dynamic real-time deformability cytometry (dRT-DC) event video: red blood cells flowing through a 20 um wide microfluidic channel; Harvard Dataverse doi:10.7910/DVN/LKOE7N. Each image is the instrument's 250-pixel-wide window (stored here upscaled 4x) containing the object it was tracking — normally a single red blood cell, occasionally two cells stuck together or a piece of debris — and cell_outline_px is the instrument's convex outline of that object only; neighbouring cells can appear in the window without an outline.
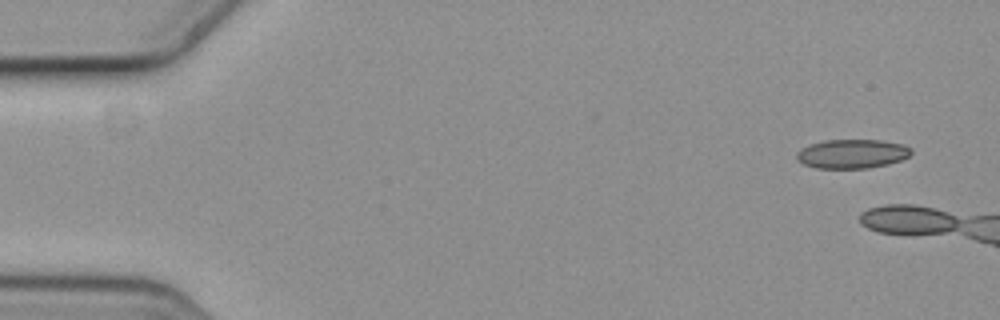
{"species": "common noctule bat (a hibernating species)", "species_latin": "Nyctalus noctula", "temperature_condition": "cold", "stored_images_in_passage": 7, "camera_frame_rate_fps": 3000, "um_per_image_px": 0.085, "animal": {"sex": "female", "body_mass_g": 19.3, "forearm_length_mm": 54.1}, "frame": {"image": 1, "passage_image": 1, "time_ms": 0.0, "image_size_px": [1000, 320], "cell_outline_px": [[912, 152], [908, 156], [900, 160], [888, 164], [868, 168], [816, 168], [804, 164], [796, 160], [796, 152], [800, 148], [808, 144], [824, 140], [880, 140], [904, 144], [912, 148]], "centroid_in_image_um": [72.4, 13.06], "position_along_channel_um": 12.6, "area_um2": 19.59}}
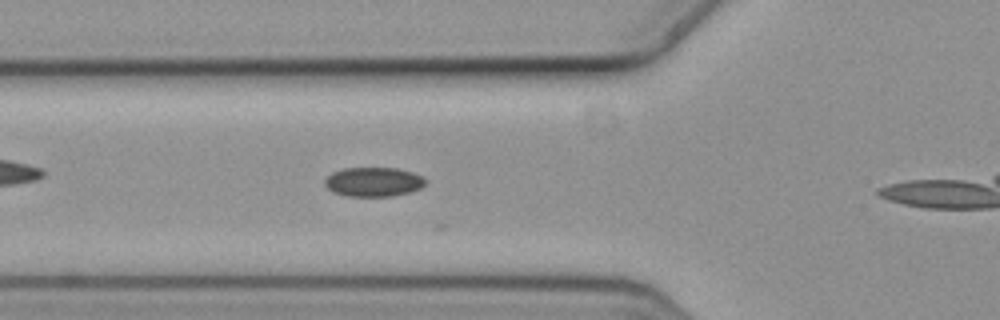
{"frame": {"image": 2, "passage_image": 6, "time_ms": 1.667, "image_size_px": [1000, 320], "cell_outline_px": [[428, 180], [420, 188], [408, 192], [392, 196], [348, 196], [332, 192], [324, 184], [324, 180], [332, 172], [344, 168], [396, 168], [412, 172], [424, 176]], "centroid_in_image_um": [31.75, 15.45], "position_along_channel_um": 94.1, "area_um2": 17.22}}